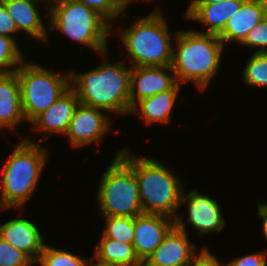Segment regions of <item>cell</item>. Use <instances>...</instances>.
<instances>
[{"instance_id": "6da1fadb", "label": "cell", "mask_w": 267, "mask_h": 266, "mask_svg": "<svg viewBox=\"0 0 267 266\" xmlns=\"http://www.w3.org/2000/svg\"><path fill=\"white\" fill-rule=\"evenodd\" d=\"M120 60H106L82 74L70 71L71 88L77 93L80 103L113 114L127 115L131 112L130 73L131 67Z\"/></svg>"}, {"instance_id": "7a4b0ae2", "label": "cell", "mask_w": 267, "mask_h": 266, "mask_svg": "<svg viewBox=\"0 0 267 266\" xmlns=\"http://www.w3.org/2000/svg\"><path fill=\"white\" fill-rule=\"evenodd\" d=\"M129 152L124 147L119 156L134 170L143 213L160 214L175 220L185 191L182 181L158 159Z\"/></svg>"}, {"instance_id": "3957f363", "label": "cell", "mask_w": 267, "mask_h": 266, "mask_svg": "<svg viewBox=\"0 0 267 266\" xmlns=\"http://www.w3.org/2000/svg\"><path fill=\"white\" fill-rule=\"evenodd\" d=\"M174 39L171 68L177 83L193 81L200 91L205 90L221 64L223 42L218 35L194 30H180Z\"/></svg>"}, {"instance_id": "277c9868", "label": "cell", "mask_w": 267, "mask_h": 266, "mask_svg": "<svg viewBox=\"0 0 267 266\" xmlns=\"http://www.w3.org/2000/svg\"><path fill=\"white\" fill-rule=\"evenodd\" d=\"M47 148L41 143L23 139L7 157L1 170L0 211L20 209L34 194L48 158Z\"/></svg>"}, {"instance_id": "5b68a950", "label": "cell", "mask_w": 267, "mask_h": 266, "mask_svg": "<svg viewBox=\"0 0 267 266\" xmlns=\"http://www.w3.org/2000/svg\"><path fill=\"white\" fill-rule=\"evenodd\" d=\"M137 19L129 28L118 33L131 67L171 66L173 41L163 14L156 9Z\"/></svg>"}, {"instance_id": "8992f818", "label": "cell", "mask_w": 267, "mask_h": 266, "mask_svg": "<svg viewBox=\"0 0 267 266\" xmlns=\"http://www.w3.org/2000/svg\"><path fill=\"white\" fill-rule=\"evenodd\" d=\"M48 8L49 30H59L70 39L108 56L112 25L98 12L75 0H64Z\"/></svg>"}, {"instance_id": "52a82bcc", "label": "cell", "mask_w": 267, "mask_h": 266, "mask_svg": "<svg viewBox=\"0 0 267 266\" xmlns=\"http://www.w3.org/2000/svg\"><path fill=\"white\" fill-rule=\"evenodd\" d=\"M119 150L100 180L97 204L102 216L136 217L143 214L139 182Z\"/></svg>"}, {"instance_id": "ba28073f", "label": "cell", "mask_w": 267, "mask_h": 266, "mask_svg": "<svg viewBox=\"0 0 267 266\" xmlns=\"http://www.w3.org/2000/svg\"><path fill=\"white\" fill-rule=\"evenodd\" d=\"M16 73L23 114L30 123L71 87L70 72L65 75L51 72L34 62L24 61Z\"/></svg>"}, {"instance_id": "9c48e42d", "label": "cell", "mask_w": 267, "mask_h": 266, "mask_svg": "<svg viewBox=\"0 0 267 266\" xmlns=\"http://www.w3.org/2000/svg\"><path fill=\"white\" fill-rule=\"evenodd\" d=\"M196 249L197 245L191 244L188 240L183 219L177 216L175 226L147 257L143 266H187L196 254Z\"/></svg>"}, {"instance_id": "30bf717a", "label": "cell", "mask_w": 267, "mask_h": 266, "mask_svg": "<svg viewBox=\"0 0 267 266\" xmlns=\"http://www.w3.org/2000/svg\"><path fill=\"white\" fill-rule=\"evenodd\" d=\"M103 110L79 103L65 134L71 147H81L101 141L110 129L111 119Z\"/></svg>"}, {"instance_id": "8fae6325", "label": "cell", "mask_w": 267, "mask_h": 266, "mask_svg": "<svg viewBox=\"0 0 267 266\" xmlns=\"http://www.w3.org/2000/svg\"><path fill=\"white\" fill-rule=\"evenodd\" d=\"M181 205L187 203L188 219L198 235H204L212 232H220L226 225L222 216L219 203L209 195H204L198 190H192L186 194L184 191L181 195Z\"/></svg>"}, {"instance_id": "7c38bea8", "label": "cell", "mask_w": 267, "mask_h": 266, "mask_svg": "<svg viewBox=\"0 0 267 266\" xmlns=\"http://www.w3.org/2000/svg\"><path fill=\"white\" fill-rule=\"evenodd\" d=\"M174 226L175 220L160 214L143 213L134 217L132 245L138 258L144 262Z\"/></svg>"}, {"instance_id": "4fadbf2b", "label": "cell", "mask_w": 267, "mask_h": 266, "mask_svg": "<svg viewBox=\"0 0 267 266\" xmlns=\"http://www.w3.org/2000/svg\"><path fill=\"white\" fill-rule=\"evenodd\" d=\"M176 84L177 80L171 66L131 67V109L138 101L171 90Z\"/></svg>"}, {"instance_id": "5bb4252c", "label": "cell", "mask_w": 267, "mask_h": 266, "mask_svg": "<svg viewBox=\"0 0 267 266\" xmlns=\"http://www.w3.org/2000/svg\"><path fill=\"white\" fill-rule=\"evenodd\" d=\"M79 103L77 93L70 87L54 104L39 114L31 122L33 129L45 133L39 141L49 138L52 133L65 135Z\"/></svg>"}, {"instance_id": "9a60e30c", "label": "cell", "mask_w": 267, "mask_h": 266, "mask_svg": "<svg viewBox=\"0 0 267 266\" xmlns=\"http://www.w3.org/2000/svg\"><path fill=\"white\" fill-rule=\"evenodd\" d=\"M0 237L25 253L34 263L39 260L45 246L38 227L21 217L0 224Z\"/></svg>"}, {"instance_id": "2e32d148", "label": "cell", "mask_w": 267, "mask_h": 266, "mask_svg": "<svg viewBox=\"0 0 267 266\" xmlns=\"http://www.w3.org/2000/svg\"><path fill=\"white\" fill-rule=\"evenodd\" d=\"M245 0H225L218 3H192L187 7L185 17L207 25L205 32L219 35L228 20L237 12Z\"/></svg>"}, {"instance_id": "e0dca14e", "label": "cell", "mask_w": 267, "mask_h": 266, "mask_svg": "<svg viewBox=\"0 0 267 266\" xmlns=\"http://www.w3.org/2000/svg\"><path fill=\"white\" fill-rule=\"evenodd\" d=\"M14 20L17 31L27 36L48 41V31L38 11L40 0H1Z\"/></svg>"}, {"instance_id": "ac0fdd59", "label": "cell", "mask_w": 267, "mask_h": 266, "mask_svg": "<svg viewBox=\"0 0 267 266\" xmlns=\"http://www.w3.org/2000/svg\"><path fill=\"white\" fill-rule=\"evenodd\" d=\"M25 121L17 73L0 74V129H15Z\"/></svg>"}, {"instance_id": "d6986e66", "label": "cell", "mask_w": 267, "mask_h": 266, "mask_svg": "<svg viewBox=\"0 0 267 266\" xmlns=\"http://www.w3.org/2000/svg\"><path fill=\"white\" fill-rule=\"evenodd\" d=\"M262 20L263 11L260 0H245L240 9L229 18L218 37L224 45L229 41L241 44L249 31Z\"/></svg>"}, {"instance_id": "ffe728a7", "label": "cell", "mask_w": 267, "mask_h": 266, "mask_svg": "<svg viewBox=\"0 0 267 266\" xmlns=\"http://www.w3.org/2000/svg\"><path fill=\"white\" fill-rule=\"evenodd\" d=\"M180 86L177 83L171 90L138 101L132 107L130 114H138L147 125L155 122H169L172 108L181 89Z\"/></svg>"}, {"instance_id": "44dd1931", "label": "cell", "mask_w": 267, "mask_h": 266, "mask_svg": "<svg viewBox=\"0 0 267 266\" xmlns=\"http://www.w3.org/2000/svg\"><path fill=\"white\" fill-rule=\"evenodd\" d=\"M94 257L89 261L101 262L114 266H143V262L135 253L134 246L101 236L100 241L96 244Z\"/></svg>"}, {"instance_id": "7402d4cb", "label": "cell", "mask_w": 267, "mask_h": 266, "mask_svg": "<svg viewBox=\"0 0 267 266\" xmlns=\"http://www.w3.org/2000/svg\"><path fill=\"white\" fill-rule=\"evenodd\" d=\"M24 61L16 38L0 35V74L15 73Z\"/></svg>"}, {"instance_id": "603a6c76", "label": "cell", "mask_w": 267, "mask_h": 266, "mask_svg": "<svg viewBox=\"0 0 267 266\" xmlns=\"http://www.w3.org/2000/svg\"><path fill=\"white\" fill-rule=\"evenodd\" d=\"M103 218L106 224L102 234L104 237L133 244L134 217L103 216Z\"/></svg>"}, {"instance_id": "cb8c5ba5", "label": "cell", "mask_w": 267, "mask_h": 266, "mask_svg": "<svg viewBox=\"0 0 267 266\" xmlns=\"http://www.w3.org/2000/svg\"><path fill=\"white\" fill-rule=\"evenodd\" d=\"M244 68L243 81L251 87H267V52L252 53Z\"/></svg>"}, {"instance_id": "d4e9b609", "label": "cell", "mask_w": 267, "mask_h": 266, "mask_svg": "<svg viewBox=\"0 0 267 266\" xmlns=\"http://www.w3.org/2000/svg\"><path fill=\"white\" fill-rule=\"evenodd\" d=\"M66 250V248L63 251L45 244L37 263L41 266H87L86 264L89 262L87 259H82Z\"/></svg>"}, {"instance_id": "484cf974", "label": "cell", "mask_w": 267, "mask_h": 266, "mask_svg": "<svg viewBox=\"0 0 267 266\" xmlns=\"http://www.w3.org/2000/svg\"><path fill=\"white\" fill-rule=\"evenodd\" d=\"M83 3L102 15L111 25L113 20L125 11L128 4L125 0H75ZM112 22V23H111Z\"/></svg>"}, {"instance_id": "4316f807", "label": "cell", "mask_w": 267, "mask_h": 266, "mask_svg": "<svg viewBox=\"0 0 267 266\" xmlns=\"http://www.w3.org/2000/svg\"><path fill=\"white\" fill-rule=\"evenodd\" d=\"M34 262L22 251L0 237V266H32Z\"/></svg>"}, {"instance_id": "83f0119b", "label": "cell", "mask_w": 267, "mask_h": 266, "mask_svg": "<svg viewBox=\"0 0 267 266\" xmlns=\"http://www.w3.org/2000/svg\"><path fill=\"white\" fill-rule=\"evenodd\" d=\"M242 44L257 47L255 50L257 53L267 52V21L263 19L262 22L254 26Z\"/></svg>"}, {"instance_id": "f1b7e54d", "label": "cell", "mask_w": 267, "mask_h": 266, "mask_svg": "<svg viewBox=\"0 0 267 266\" xmlns=\"http://www.w3.org/2000/svg\"><path fill=\"white\" fill-rule=\"evenodd\" d=\"M265 252H259L254 254H248L226 263L224 266H267Z\"/></svg>"}, {"instance_id": "f546056e", "label": "cell", "mask_w": 267, "mask_h": 266, "mask_svg": "<svg viewBox=\"0 0 267 266\" xmlns=\"http://www.w3.org/2000/svg\"><path fill=\"white\" fill-rule=\"evenodd\" d=\"M17 32L14 20L8 13L5 4L0 0V35L14 37L12 34Z\"/></svg>"}, {"instance_id": "4dcf8cb0", "label": "cell", "mask_w": 267, "mask_h": 266, "mask_svg": "<svg viewBox=\"0 0 267 266\" xmlns=\"http://www.w3.org/2000/svg\"><path fill=\"white\" fill-rule=\"evenodd\" d=\"M199 252L192 257L187 266H224L215 255L209 252L208 247H203Z\"/></svg>"}, {"instance_id": "1f68e13d", "label": "cell", "mask_w": 267, "mask_h": 266, "mask_svg": "<svg viewBox=\"0 0 267 266\" xmlns=\"http://www.w3.org/2000/svg\"><path fill=\"white\" fill-rule=\"evenodd\" d=\"M258 216H260V218H262L263 220V234L264 237H266L267 239V203H259L258 204Z\"/></svg>"}, {"instance_id": "d6a6232c", "label": "cell", "mask_w": 267, "mask_h": 266, "mask_svg": "<svg viewBox=\"0 0 267 266\" xmlns=\"http://www.w3.org/2000/svg\"><path fill=\"white\" fill-rule=\"evenodd\" d=\"M263 11V19L267 21V0H260Z\"/></svg>"}, {"instance_id": "836d02e7", "label": "cell", "mask_w": 267, "mask_h": 266, "mask_svg": "<svg viewBox=\"0 0 267 266\" xmlns=\"http://www.w3.org/2000/svg\"><path fill=\"white\" fill-rule=\"evenodd\" d=\"M221 1H225V0H192L191 3L189 4V6L192 3H218V2H221Z\"/></svg>"}, {"instance_id": "e575fe53", "label": "cell", "mask_w": 267, "mask_h": 266, "mask_svg": "<svg viewBox=\"0 0 267 266\" xmlns=\"http://www.w3.org/2000/svg\"><path fill=\"white\" fill-rule=\"evenodd\" d=\"M41 2H46L45 4H47L48 3V5H52V4H57V3H60V2H62V1H64V0H40ZM49 2H50V4H49ZM52 2V3H51Z\"/></svg>"}, {"instance_id": "d590c367", "label": "cell", "mask_w": 267, "mask_h": 266, "mask_svg": "<svg viewBox=\"0 0 267 266\" xmlns=\"http://www.w3.org/2000/svg\"><path fill=\"white\" fill-rule=\"evenodd\" d=\"M89 266H114V265L103 264V263L97 261L96 263L95 262L94 263L92 262V264L91 265L89 264Z\"/></svg>"}, {"instance_id": "8d00e7d4", "label": "cell", "mask_w": 267, "mask_h": 266, "mask_svg": "<svg viewBox=\"0 0 267 266\" xmlns=\"http://www.w3.org/2000/svg\"><path fill=\"white\" fill-rule=\"evenodd\" d=\"M133 1H134V0H125V2H126L128 5H130L131 2L133 3ZM147 1H149V0H147Z\"/></svg>"}]
</instances>
